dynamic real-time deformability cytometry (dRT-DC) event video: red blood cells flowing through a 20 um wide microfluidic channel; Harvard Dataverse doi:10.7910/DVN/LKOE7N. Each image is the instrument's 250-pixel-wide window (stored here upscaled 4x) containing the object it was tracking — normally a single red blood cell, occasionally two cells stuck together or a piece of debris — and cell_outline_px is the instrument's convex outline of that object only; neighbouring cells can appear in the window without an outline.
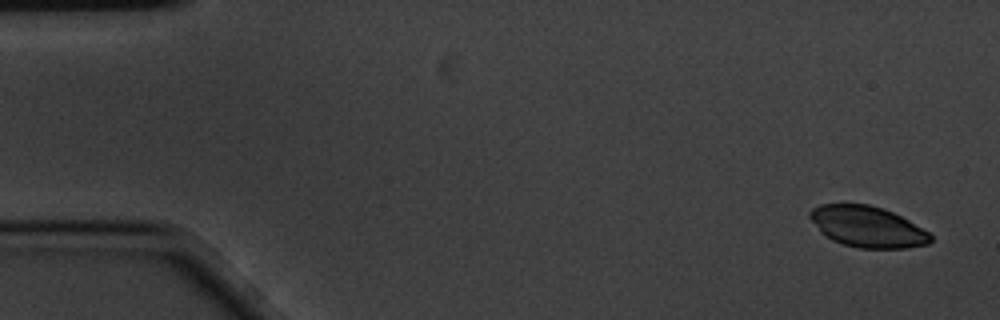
{"species": "common noctule bat (a hibernating species)", "species_latin": "Nyctalus noctula", "temperature_condition": "cold", "stored_images_in_passage": 5, "camera_frame_rate_fps": 3000, "um_per_image_px": 0.085, "animal": {"sex": "male", "body_mass_g": 20.1, "forearm_length_mm": 53.5}, "frame": {"image": 1, "passage_image": 1, "time_ms": 0.0, "image_size_px": [1000, 320], "cell_outline_px": [[932, 240], [928, 244], [908, 248], [860, 248], [844, 244], [832, 240], [824, 236], [820, 232], [808, 216], [808, 212], [812, 208], [820, 204], [868, 204], [884, 208], [908, 220], [928, 232], [932, 236]], "centroid_in_image_um": [73.7, 19.27], "position_along_channel_um": 11.3, "area_um2": 28.84}}